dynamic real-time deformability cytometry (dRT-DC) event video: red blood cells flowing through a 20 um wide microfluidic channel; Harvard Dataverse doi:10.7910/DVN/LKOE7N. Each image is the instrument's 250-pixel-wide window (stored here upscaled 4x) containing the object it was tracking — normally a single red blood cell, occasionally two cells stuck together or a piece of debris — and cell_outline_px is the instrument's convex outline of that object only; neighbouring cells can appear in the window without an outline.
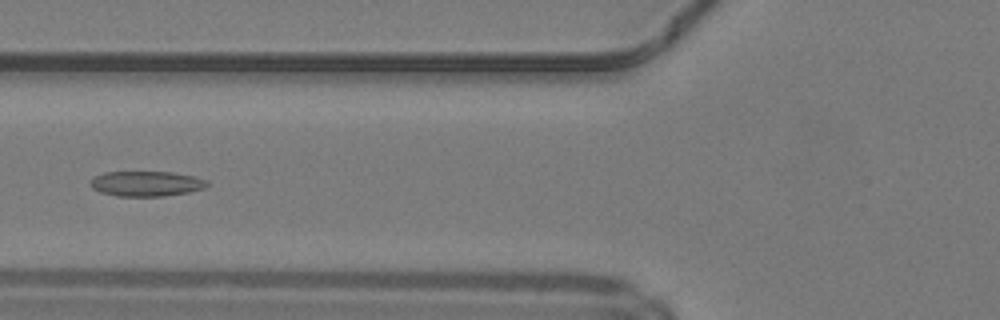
{"species": "common noctule bat (a hibernating species)", "species_latin": "Nyctalus noctula", "temperature_condition": "warm", "stored_images_in_passage": 41, "camera_frame_rate_fps": 3000, "um_per_image_px": 0.085, "animal": {"sex": "male", "body_mass_g": 19.2, "forearm_length_mm": 51.8}, "frame": {"image": 1, "passage_image": 11, "time_ms": 3.333, "image_size_px": [1000, 320], "cell_outline_px": [[208, 184], [204, 188], [188, 192], [164, 196], [116, 196], [100, 192], [92, 188], [88, 184], [88, 180], [92, 176], [104, 172], [172, 172], [192, 176], [208, 180]], "centroid_in_image_um": [12.36, 15.61], "position_along_channel_um": 113.4, "area_um2": 17.28}}
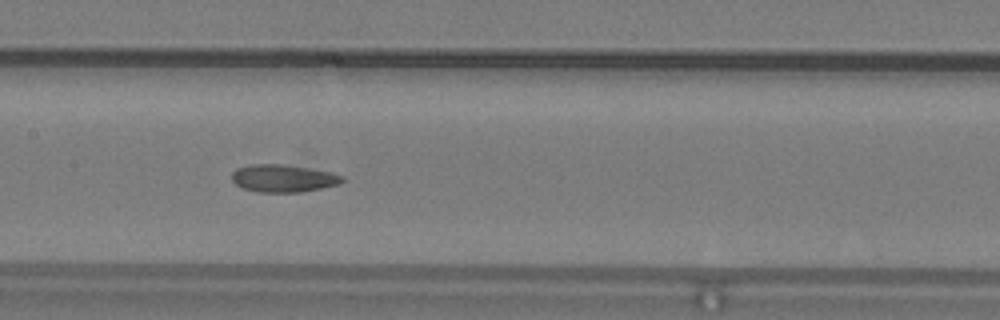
{"frame": {"image": 2, "passage_image": 16, "time_ms": 5.0, "image_size_px": [1000, 320], "cell_outline_px": [[344, 180], [340, 184], [320, 188], [296, 192], [260, 192], [244, 188], [236, 184], [232, 180], [232, 172], [236, 168], [252, 164], [280, 164], [308, 168], [332, 172], [344, 176]], "centroid_in_image_um": [24.08, 15.15], "position_along_channel_um": 183.3, "area_um2": 17.57}}
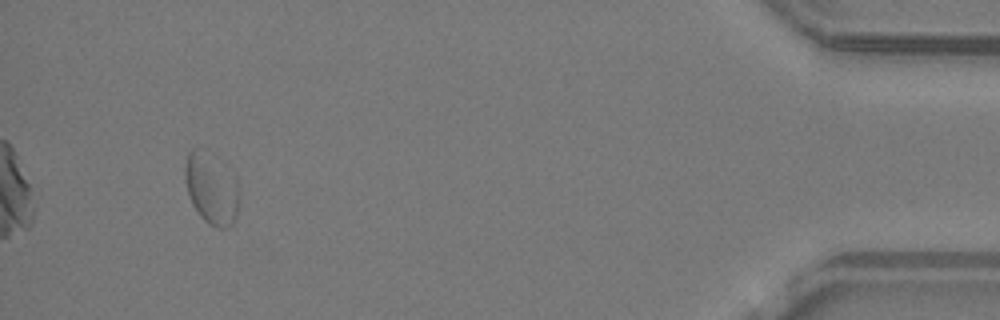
{"frame": {"image": 3, "passage_image": 38, "time_ms": 12.333, "image_size_px": [1000, 320], "cell_outline_px": [[240, 200], [236, 216], [232, 224], [228, 228], [216, 228], [208, 224], [200, 216], [192, 204], [188, 192], [184, 176], [184, 168], [188, 152], [192, 148], [208, 148], [220, 156], [236, 176], [240, 192]], "centroid_in_image_um": [18.01, 15.93], "position_along_channel_um": 417.2, "area_um2": 23.87}, "authors_computed_cell_mechanics": {"area_um2": 17.7446, "velocity_mm_per_s": 4.1777, "shape_relaxation_time_tau1_ms": null, "shape_relaxation_time_tau2_ms": 2.316, "deformation_change_tau1": null, "deformation_change_tau2": 0.0663}}